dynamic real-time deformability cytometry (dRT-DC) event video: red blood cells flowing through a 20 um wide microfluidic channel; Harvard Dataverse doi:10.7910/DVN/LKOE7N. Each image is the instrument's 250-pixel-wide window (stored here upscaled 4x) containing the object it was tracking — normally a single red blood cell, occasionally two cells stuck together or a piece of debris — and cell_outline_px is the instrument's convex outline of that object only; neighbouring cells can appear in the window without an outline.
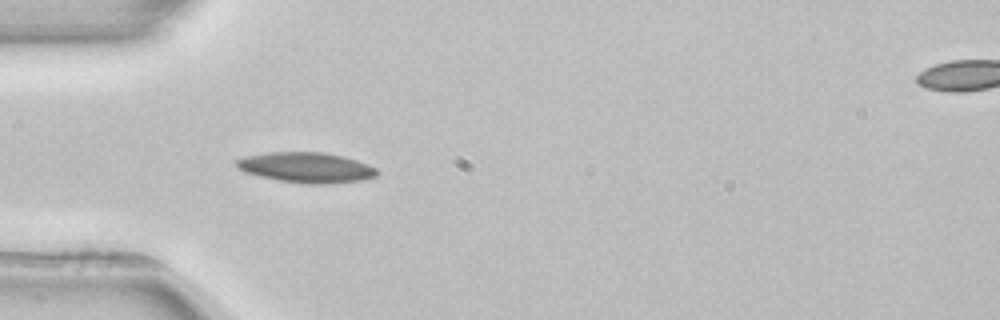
{"species": "common noctule bat (a hibernating species)", "species_latin": "Nyctalus noctula", "temperature_condition": "room temperature", "stored_images_in_passage": 4, "segment_of_instrument_passage": [1, 2], "camera_frame_rate_fps": 3000, "um_per_image_px": 0.085, "animal": {"sex": "female", "body_mass_g": 22.7, "forearm_length_mm": 54.2}, "frame": {"image": 1, "passage_image": 3, "time_ms": 2.667, "image_size_px": [1000, 320], "cell_outline_px": [[380, 172], [376, 176], [360, 180], [332, 184], [308, 184], [280, 180], [260, 176], [244, 172], [236, 164], [236, 160], [244, 156], [268, 152], [324, 152], [356, 160], [368, 164], [376, 168]], "centroid_in_image_um": [26.05, 14.24], "position_along_channel_um": 58.9, "area_um2": 24.74}}